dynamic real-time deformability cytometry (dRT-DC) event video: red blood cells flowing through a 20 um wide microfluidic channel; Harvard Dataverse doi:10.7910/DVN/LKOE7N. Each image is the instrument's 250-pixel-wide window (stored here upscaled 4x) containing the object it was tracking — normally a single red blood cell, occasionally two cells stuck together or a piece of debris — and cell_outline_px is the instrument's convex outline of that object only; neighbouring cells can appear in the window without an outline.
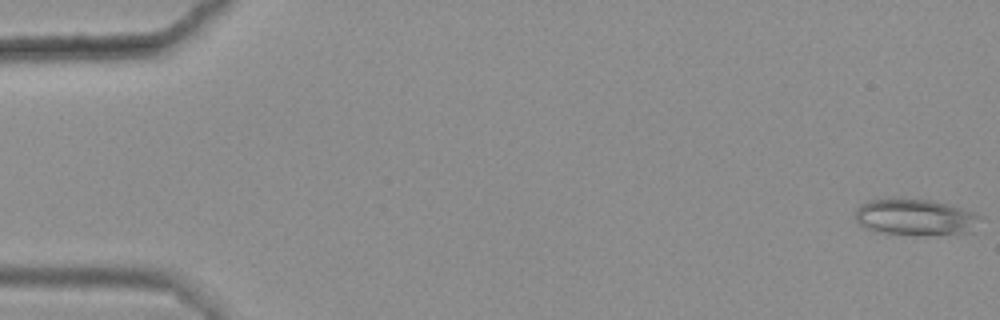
{"species": "common noctule bat (a hibernating species)", "species_latin": "Nyctalus noctula", "temperature_condition": "warm", "stored_images_in_passage": 49, "camera_frame_rate_fps": 3000, "um_per_image_px": 0.085, "animal": {"sex": "female", "body_mass_g": 25.1}, "frame": {"image": 1, "passage_image": 1, "time_ms": 0.0, "image_size_px": [1000, 320], "cell_outline_px": [[980, 216], [972, 232], [924, 236], [916, 236], [872, 232], [864, 228], [856, 220], [856, 208], [860, 204], [868, 200], [892, 196], [932, 200], [948, 204], [972, 212]], "centroid_in_image_um": [77.7, 18.45], "position_along_channel_um": 7.3, "area_um2": 27.4}}
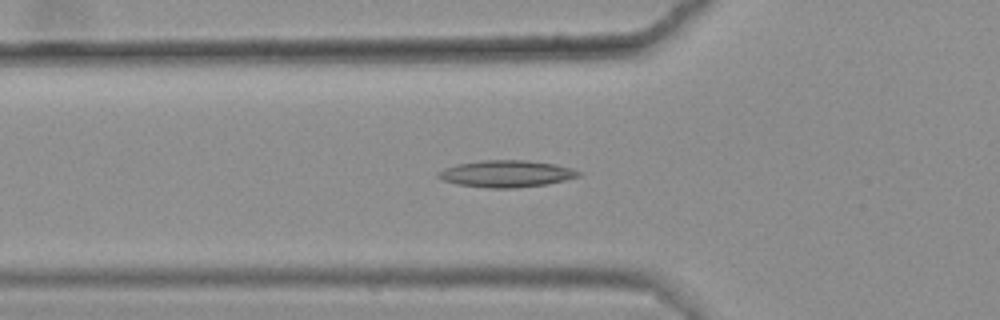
{"frame": {"image": 2, "passage_image": 20, "time_ms": 6.333, "image_size_px": [1000, 320], "cell_outline_px": [[584, 172], [580, 176], [548, 184], [516, 188], [488, 188], [456, 184], [444, 180], [436, 176], [444, 168], [456, 164], [480, 160], [524, 160], [552, 164], [572, 168]], "centroid_in_image_um": [43.05, 14.77], "position_along_channel_um": 82.7, "area_um2": 21.96}}
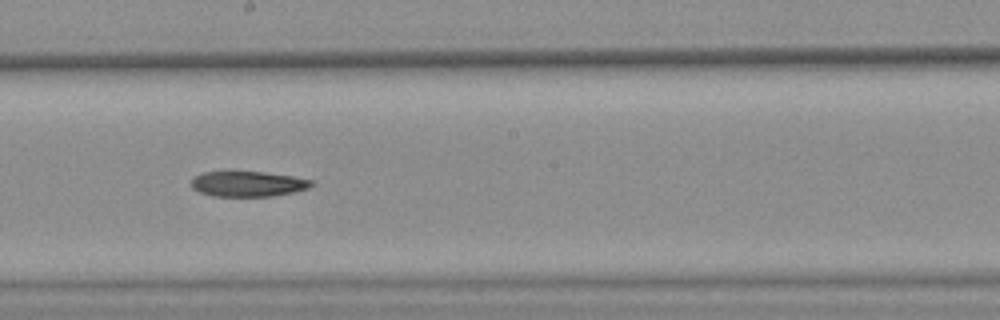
{"frame": {"image": 3, "passage_image": 32, "time_ms": 10.333, "image_size_px": [1000, 320], "cell_outline_px": [[316, 184], [308, 188], [296, 192], [272, 196], [212, 196], [200, 192], [192, 188], [192, 180], [196, 176], [204, 172], [228, 168], [264, 172], [292, 176], [312, 180]], "centroid_in_image_um": [21.06, 15.58], "position_along_channel_um": 227.1, "area_um2": 18.55}}